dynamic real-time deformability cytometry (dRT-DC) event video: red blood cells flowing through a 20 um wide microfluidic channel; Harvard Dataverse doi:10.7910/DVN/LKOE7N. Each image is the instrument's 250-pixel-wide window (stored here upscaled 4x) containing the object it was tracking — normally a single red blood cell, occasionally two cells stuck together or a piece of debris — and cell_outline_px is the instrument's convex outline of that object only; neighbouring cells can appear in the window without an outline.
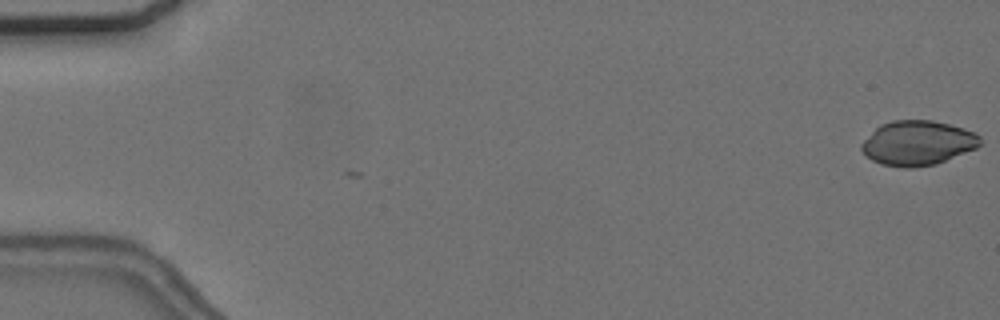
{"species": "common noctule bat (a hibernating species)", "species_latin": "Nyctalus noctula", "temperature_condition": "cold", "stored_images_in_passage": 2, "camera_frame_rate_fps": 3000, "um_per_image_px": 0.085, "animal": {"sex": "female", "body_mass_g": 24.6, "forearm_length_mm": 56.2}, "frame": {"image": 1, "passage_image": 2, "time_ms": 0.333, "image_size_px": [1000, 320], "cell_outline_px": [[984, 144], [976, 148], [936, 164], [912, 168], [904, 168], [880, 164], [872, 160], [860, 148], [860, 144], [880, 124], [892, 120], [932, 120], [964, 128], [976, 132], [980, 136]], "centroid_in_image_um": [78.03, 12.15], "position_along_channel_um": 7.0, "area_um2": 31.04}}